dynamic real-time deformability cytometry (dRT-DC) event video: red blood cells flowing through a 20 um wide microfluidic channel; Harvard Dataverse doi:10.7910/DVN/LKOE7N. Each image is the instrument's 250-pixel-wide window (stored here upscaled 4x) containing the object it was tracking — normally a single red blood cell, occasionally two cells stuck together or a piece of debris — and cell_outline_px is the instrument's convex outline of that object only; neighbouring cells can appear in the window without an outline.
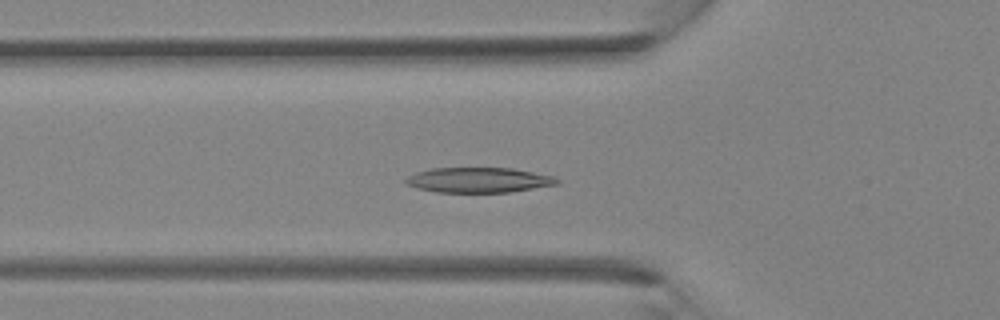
{"species": "Egyptian fruit bat (a non-hibernating species)", "species_latin": "Rousettus aegyptiacus", "temperature_condition": "room temperature", "stored_images_in_passage": 38, "camera_frame_rate_fps": 3000, "um_per_image_px": 0.085, "animal": {"sex": "female"}, "frame": {"image": 1, "passage_image": 13, "time_ms": 4.0, "image_size_px": [1000, 320], "cell_outline_px": [[560, 184], [508, 192], [436, 192], [416, 188], [404, 184], [404, 180], [408, 176], [416, 172], [432, 168], [512, 168], [556, 176], [560, 180]], "centroid_in_image_um": [40.69, 15.3], "position_along_channel_um": 85.1, "area_um2": 22.31}}
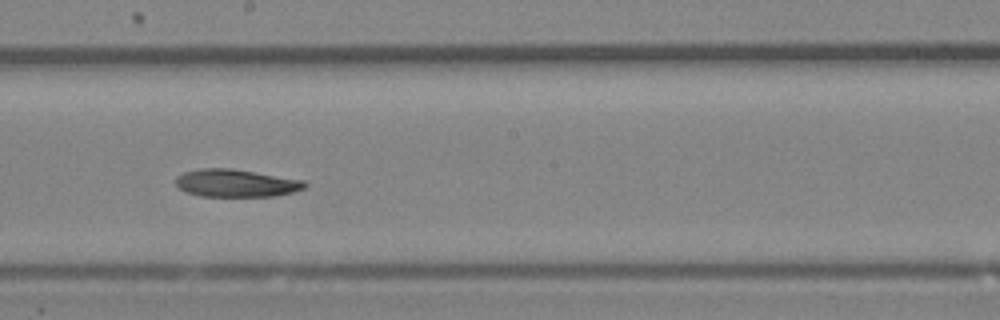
{"frame": {"image": 2, "passage_image": 21, "time_ms": 6.667, "image_size_px": [1000, 320], "cell_outline_px": [[308, 184], [304, 188], [292, 192], [272, 196], [200, 196], [184, 192], [176, 184], [176, 176], [184, 172], [200, 168], [232, 168], [304, 180]], "centroid_in_image_um": [20.04, 15.56], "position_along_channel_um": 228.2, "area_um2": 20.81}}
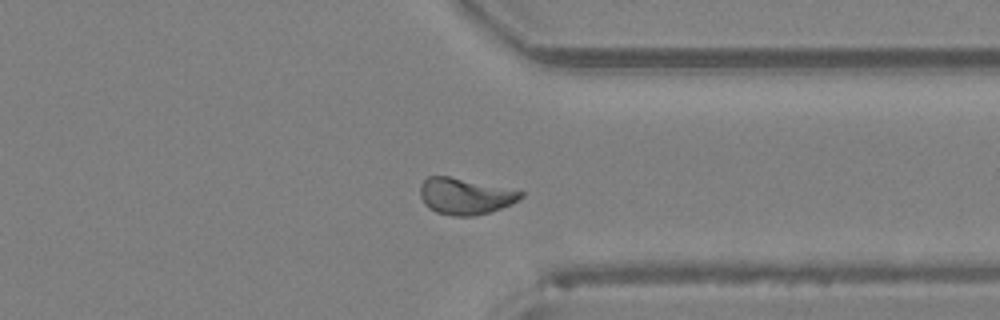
{"frame": {"image": 3, "passage_image": 29, "time_ms": 9.333, "image_size_px": [1000, 320], "cell_outline_px": [[524, 196], [500, 208], [488, 212], [472, 216], [452, 216], [436, 212], [428, 208], [424, 204], [420, 196], [420, 184], [428, 176], [448, 176], [524, 192]], "centroid_in_image_um": [39.46, 16.68], "position_along_channel_um": 371.9, "area_um2": 20.92}}